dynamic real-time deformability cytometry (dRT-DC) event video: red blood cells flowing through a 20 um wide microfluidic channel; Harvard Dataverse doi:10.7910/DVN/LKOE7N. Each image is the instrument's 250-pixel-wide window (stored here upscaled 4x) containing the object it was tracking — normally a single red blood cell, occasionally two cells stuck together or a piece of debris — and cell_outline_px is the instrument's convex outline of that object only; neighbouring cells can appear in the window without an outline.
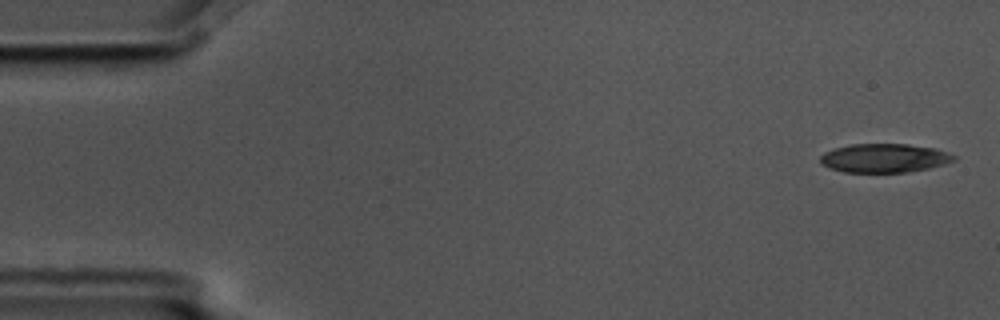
{"species": "common noctule bat (a hibernating species)", "species_latin": "Nyctalus noctula", "temperature_condition": "cold", "stored_images_in_passage": 4, "camera_frame_rate_fps": 3000, "um_per_image_px": 0.085, "animal": {"sex": "male", "body_mass_g": 17.5, "forearm_length_mm": 52.3}, "frame": {"image": 1, "passage_image": 1, "time_ms": 0.0, "image_size_px": [1000, 320], "cell_outline_px": [[956, 160], [944, 164], [928, 168], [908, 172], [844, 172], [828, 168], [820, 164], [820, 156], [824, 152], [836, 148], [852, 144], [908, 144], [936, 148], [948, 152], [956, 156]], "centroid_in_image_um": [75.17, 13.44], "position_along_channel_um": 9.8, "area_um2": 22.54}}
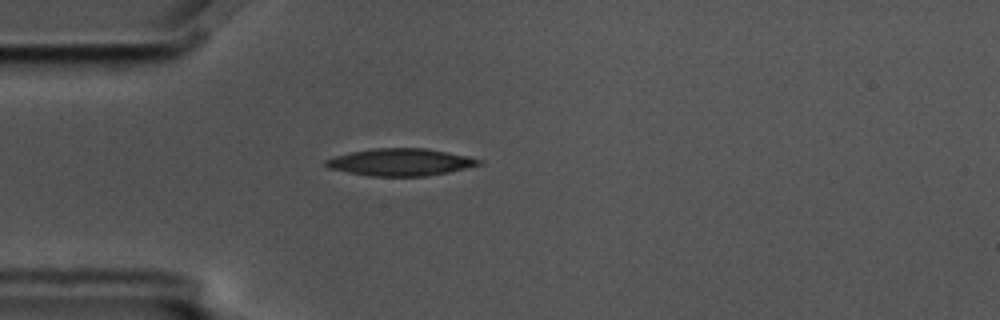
{"frame": {"image": 2, "passage_image": 4, "time_ms": 1.0, "image_size_px": [1000, 320], "cell_outline_px": [[484, 164], [448, 172], [424, 176], [372, 176], [348, 172], [328, 168], [324, 164], [324, 160], [336, 156], [352, 152], [372, 148], [428, 148], [468, 156], [484, 160]], "centroid_in_image_um": [34.08, 13.78], "position_along_channel_um": 50.9, "area_um2": 24.28}}